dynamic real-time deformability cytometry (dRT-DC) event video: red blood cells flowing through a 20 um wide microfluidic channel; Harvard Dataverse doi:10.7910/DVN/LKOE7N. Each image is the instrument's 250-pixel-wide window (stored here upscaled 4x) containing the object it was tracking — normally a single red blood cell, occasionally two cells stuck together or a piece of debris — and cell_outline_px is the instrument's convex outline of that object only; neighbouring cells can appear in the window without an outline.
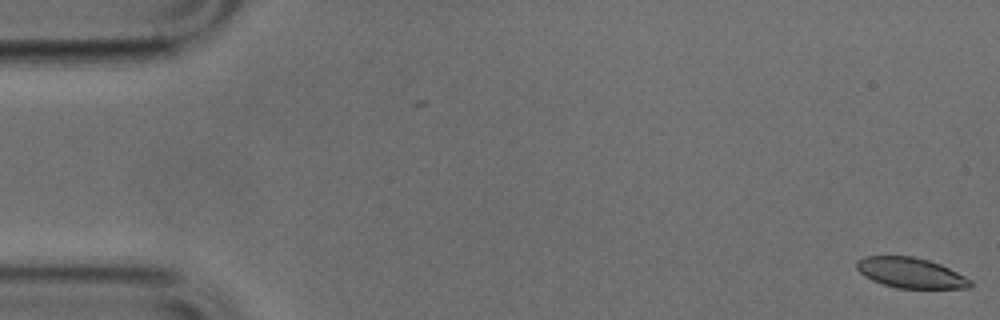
{"species": "common noctule bat (a hibernating species)", "species_latin": "Nyctalus noctula", "temperature_condition": "cold", "stored_images_in_passage": 2, "camera_frame_rate_fps": 3000, "um_per_image_px": 0.085, "animal": {"sex": "male", "body_mass_g": 17.9, "forearm_length_mm": 54.2}, "frame": {"image": 1, "passage_image": 2, "time_ms": 0.333, "image_size_px": [1000, 320], "cell_outline_px": [[972, 284], [968, 288], [896, 288], [872, 280], [864, 276], [856, 268], [856, 260], [864, 256], [912, 256], [928, 260], [940, 264], [972, 280]], "centroid_in_image_um": [77.37, 23.18], "position_along_channel_um": 7.6, "area_um2": 20.0}}